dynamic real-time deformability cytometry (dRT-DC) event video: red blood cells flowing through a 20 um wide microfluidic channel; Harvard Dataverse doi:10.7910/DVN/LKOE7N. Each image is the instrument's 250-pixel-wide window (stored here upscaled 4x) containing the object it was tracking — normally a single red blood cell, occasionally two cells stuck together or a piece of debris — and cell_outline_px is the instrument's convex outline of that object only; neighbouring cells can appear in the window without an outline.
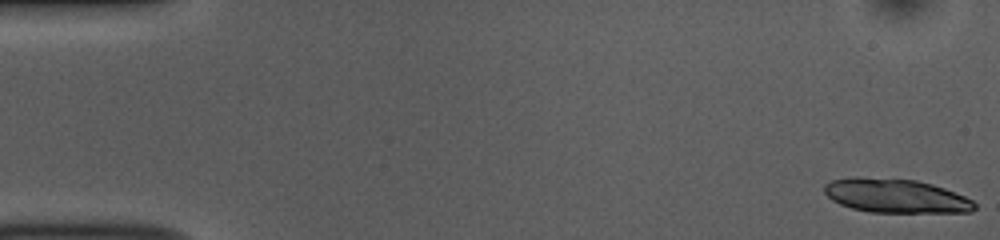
{"species": "common noctule bat (a hibernating species)", "species_latin": "Nyctalus noctula", "temperature_condition": "room temperature", "stored_images_in_passage": 53, "segment_of_instrument_passage": [1, 2], "camera_frame_rate_fps": 3000, "um_per_image_px": 0.085, "animal": {"sex": "female", "body_mass_g": 10.0, "forearm_length_mm": 53.1}, "frame": {"image": 1, "passage_image": 1, "time_ms": 0.0, "image_size_px": [1000, 240], "cell_outline_px": [[976, 208], [972, 212], [868, 212], [852, 208], [840, 204], [832, 200], [824, 192], [824, 184], [832, 180], [856, 176], [916, 180], [932, 184], [944, 188], [964, 196], [972, 200], [976, 204]], "centroid_in_image_um": [76.12, 16.64], "position_along_channel_um": 8.9, "area_um2": 29.77}}